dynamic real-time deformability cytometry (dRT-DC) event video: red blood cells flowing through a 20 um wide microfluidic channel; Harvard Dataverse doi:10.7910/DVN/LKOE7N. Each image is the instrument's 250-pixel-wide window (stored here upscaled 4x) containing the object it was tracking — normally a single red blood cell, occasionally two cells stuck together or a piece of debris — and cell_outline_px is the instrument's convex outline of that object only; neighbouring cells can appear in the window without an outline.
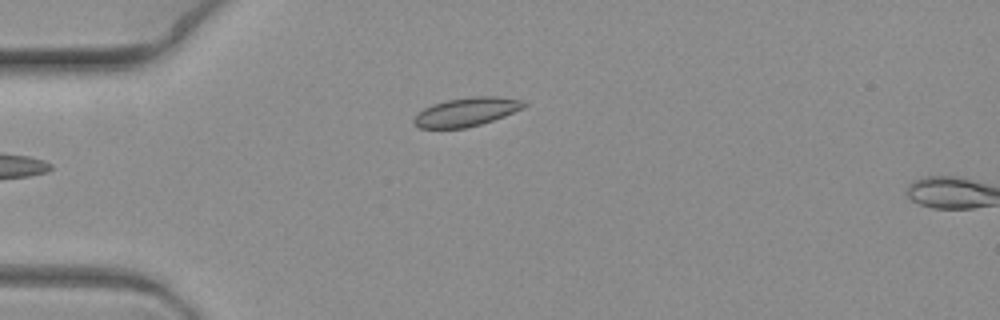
{"species": "common noctule bat (a hibernating species)", "species_latin": "Nyctalus noctula", "temperature_condition": "warm", "stored_images_in_passage": 4, "camera_frame_rate_fps": 3000, "um_per_image_px": 0.085, "animal": {"sex": "female", "body_mass_g": 19.3, "forearm_length_mm": 54.1}, "frame": {"image": 1, "passage_image": 4, "time_ms": 1.0, "image_size_px": [1000, 320], "cell_outline_px": [[528, 104], [524, 108], [504, 116], [480, 124], [464, 128], [420, 128], [412, 120], [424, 108], [432, 104], [448, 100], [472, 96], [500, 96], [524, 100]], "centroid_in_image_um": [39.7, 9.49], "position_along_channel_um": 45.3, "area_um2": 18.32}}